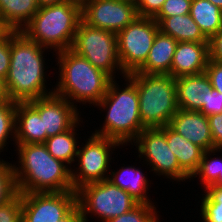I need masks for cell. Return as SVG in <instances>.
I'll return each mask as SVG.
<instances>
[{
  "mask_svg": "<svg viewBox=\"0 0 222 222\" xmlns=\"http://www.w3.org/2000/svg\"><path fill=\"white\" fill-rule=\"evenodd\" d=\"M205 116L222 113V93L212 88L206 93L205 103L200 110Z\"/></svg>",
  "mask_w": 222,
  "mask_h": 222,
  "instance_id": "cell-34",
  "label": "cell"
},
{
  "mask_svg": "<svg viewBox=\"0 0 222 222\" xmlns=\"http://www.w3.org/2000/svg\"><path fill=\"white\" fill-rule=\"evenodd\" d=\"M15 120H16V102L12 100L1 102L0 103V154L5 150V147L9 145L8 143L10 141H13L15 143Z\"/></svg>",
  "mask_w": 222,
  "mask_h": 222,
  "instance_id": "cell-28",
  "label": "cell"
},
{
  "mask_svg": "<svg viewBox=\"0 0 222 222\" xmlns=\"http://www.w3.org/2000/svg\"><path fill=\"white\" fill-rule=\"evenodd\" d=\"M177 41L160 31L157 33L146 61L135 71L142 74L170 75Z\"/></svg>",
  "mask_w": 222,
  "mask_h": 222,
  "instance_id": "cell-19",
  "label": "cell"
},
{
  "mask_svg": "<svg viewBox=\"0 0 222 222\" xmlns=\"http://www.w3.org/2000/svg\"><path fill=\"white\" fill-rule=\"evenodd\" d=\"M82 119L83 118L81 117L69 130L49 137L44 142L48 152L54 158L69 165L71 169H73L71 164H73L76 160L79 147L78 145L80 144L77 139L79 138V132L77 134V131H79L78 126L80 127L81 123H83Z\"/></svg>",
  "mask_w": 222,
  "mask_h": 222,
  "instance_id": "cell-24",
  "label": "cell"
},
{
  "mask_svg": "<svg viewBox=\"0 0 222 222\" xmlns=\"http://www.w3.org/2000/svg\"><path fill=\"white\" fill-rule=\"evenodd\" d=\"M10 100L7 94L5 80L0 77V103Z\"/></svg>",
  "mask_w": 222,
  "mask_h": 222,
  "instance_id": "cell-40",
  "label": "cell"
},
{
  "mask_svg": "<svg viewBox=\"0 0 222 222\" xmlns=\"http://www.w3.org/2000/svg\"><path fill=\"white\" fill-rule=\"evenodd\" d=\"M218 152H222V149L204 151L198 169L190 178V180L196 177L200 179L199 182L202 184L201 187H204L202 190H205L207 187L212 185L218 179L219 173H221L222 157H212Z\"/></svg>",
  "mask_w": 222,
  "mask_h": 222,
  "instance_id": "cell-26",
  "label": "cell"
},
{
  "mask_svg": "<svg viewBox=\"0 0 222 222\" xmlns=\"http://www.w3.org/2000/svg\"><path fill=\"white\" fill-rule=\"evenodd\" d=\"M43 119L28 102L16 103L15 144L44 143Z\"/></svg>",
  "mask_w": 222,
  "mask_h": 222,
  "instance_id": "cell-18",
  "label": "cell"
},
{
  "mask_svg": "<svg viewBox=\"0 0 222 222\" xmlns=\"http://www.w3.org/2000/svg\"><path fill=\"white\" fill-rule=\"evenodd\" d=\"M154 204L138 203L134 208L105 222H160V214Z\"/></svg>",
  "mask_w": 222,
  "mask_h": 222,
  "instance_id": "cell-29",
  "label": "cell"
},
{
  "mask_svg": "<svg viewBox=\"0 0 222 222\" xmlns=\"http://www.w3.org/2000/svg\"><path fill=\"white\" fill-rule=\"evenodd\" d=\"M122 79L125 80L126 83L123 84L126 87L123 88L112 79L106 94L96 105L106 115L100 129L92 133L117 140L125 146L131 144L146 127L142 124L139 113L137 86L128 74Z\"/></svg>",
  "mask_w": 222,
  "mask_h": 222,
  "instance_id": "cell-3",
  "label": "cell"
},
{
  "mask_svg": "<svg viewBox=\"0 0 222 222\" xmlns=\"http://www.w3.org/2000/svg\"><path fill=\"white\" fill-rule=\"evenodd\" d=\"M153 19L158 23L161 33L171 36L177 42H209L190 14Z\"/></svg>",
  "mask_w": 222,
  "mask_h": 222,
  "instance_id": "cell-23",
  "label": "cell"
},
{
  "mask_svg": "<svg viewBox=\"0 0 222 222\" xmlns=\"http://www.w3.org/2000/svg\"><path fill=\"white\" fill-rule=\"evenodd\" d=\"M37 0H0V26L21 31L38 11Z\"/></svg>",
  "mask_w": 222,
  "mask_h": 222,
  "instance_id": "cell-22",
  "label": "cell"
},
{
  "mask_svg": "<svg viewBox=\"0 0 222 222\" xmlns=\"http://www.w3.org/2000/svg\"><path fill=\"white\" fill-rule=\"evenodd\" d=\"M87 141V142H86ZM78 147L75 169L71 170L73 188L76 191L85 184L108 179L113 151L122 145L114 139L91 133ZM121 146V147H120ZM112 152V153H111ZM112 159V160H111Z\"/></svg>",
  "mask_w": 222,
  "mask_h": 222,
  "instance_id": "cell-9",
  "label": "cell"
},
{
  "mask_svg": "<svg viewBox=\"0 0 222 222\" xmlns=\"http://www.w3.org/2000/svg\"><path fill=\"white\" fill-rule=\"evenodd\" d=\"M165 0H136L139 17L154 18L160 11Z\"/></svg>",
  "mask_w": 222,
  "mask_h": 222,
  "instance_id": "cell-35",
  "label": "cell"
},
{
  "mask_svg": "<svg viewBox=\"0 0 222 222\" xmlns=\"http://www.w3.org/2000/svg\"><path fill=\"white\" fill-rule=\"evenodd\" d=\"M22 193L0 206V222H21Z\"/></svg>",
  "mask_w": 222,
  "mask_h": 222,
  "instance_id": "cell-31",
  "label": "cell"
},
{
  "mask_svg": "<svg viewBox=\"0 0 222 222\" xmlns=\"http://www.w3.org/2000/svg\"><path fill=\"white\" fill-rule=\"evenodd\" d=\"M209 59L222 63V27L209 39Z\"/></svg>",
  "mask_w": 222,
  "mask_h": 222,
  "instance_id": "cell-38",
  "label": "cell"
},
{
  "mask_svg": "<svg viewBox=\"0 0 222 222\" xmlns=\"http://www.w3.org/2000/svg\"><path fill=\"white\" fill-rule=\"evenodd\" d=\"M76 193L83 222H88V217L93 216L98 221L105 222L125 214L139 203L108 179L85 184Z\"/></svg>",
  "mask_w": 222,
  "mask_h": 222,
  "instance_id": "cell-7",
  "label": "cell"
},
{
  "mask_svg": "<svg viewBox=\"0 0 222 222\" xmlns=\"http://www.w3.org/2000/svg\"><path fill=\"white\" fill-rule=\"evenodd\" d=\"M212 133L213 149H222V113L207 116Z\"/></svg>",
  "mask_w": 222,
  "mask_h": 222,
  "instance_id": "cell-37",
  "label": "cell"
},
{
  "mask_svg": "<svg viewBox=\"0 0 222 222\" xmlns=\"http://www.w3.org/2000/svg\"><path fill=\"white\" fill-rule=\"evenodd\" d=\"M169 126L204 151L213 149L208 118L200 111H188L179 108L171 118Z\"/></svg>",
  "mask_w": 222,
  "mask_h": 222,
  "instance_id": "cell-15",
  "label": "cell"
},
{
  "mask_svg": "<svg viewBox=\"0 0 222 222\" xmlns=\"http://www.w3.org/2000/svg\"><path fill=\"white\" fill-rule=\"evenodd\" d=\"M159 128L164 132L168 146L175 154L180 168L191 178L199 167L204 150L182 137L169 125Z\"/></svg>",
  "mask_w": 222,
  "mask_h": 222,
  "instance_id": "cell-21",
  "label": "cell"
},
{
  "mask_svg": "<svg viewBox=\"0 0 222 222\" xmlns=\"http://www.w3.org/2000/svg\"><path fill=\"white\" fill-rule=\"evenodd\" d=\"M57 222H83L78 205H76L63 219Z\"/></svg>",
  "mask_w": 222,
  "mask_h": 222,
  "instance_id": "cell-39",
  "label": "cell"
},
{
  "mask_svg": "<svg viewBox=\"0 0 222 222\" xmlns=\"http://www.w3.org/2000/svg\"><path fill=\"white\" fill-rule=\"evenodd\" d=\"M209 1L222 10V0H209Z\"/></svg>",
  "mask_w": 222,
  "mask_h": 222,
  "instance_id": "cell-43",
  "label": "cell"
},
{
  "mask_svg": "<svg viewBox=\"0 0 222 222\" xmlns=\"http://www.w3.org/2000/svg\"><path fill=\"white\" fill-rule=\"evenodd\" d=\"M76 205V191L22 193L21 222H57Z\"/></svg>",
  "mask_w": 222,
  "mask_h": 222,
  "instance_id": "cell-13",
  "label": "cell"
},
{
  "mask_svg": "<svg viewBox=\"0 0 222 222\" xmlns=\"http://www.w3.org/2000/svg\"><path fill=\"white\" fill-rule=\"evenodd\" d=\"M65 1L66 0H37L39 8L59 4Z\"/></svg>",
  "mask_w": 222,
  "mask_h": 222,
  "instance_id": "cell-41",
  "label": "cell"
},
{
  "mask_svg": "<svg viewBox=\"0 0 222 222\" xmlns=\"http://www.w3.org/2000/svg\"><path fill=\"white\" fill-rule=\"evenodd\" d=\"M212 185L222 187V169L221 173H219L218 179Z\"/></svg>",
  "mask_w": 222,
  "mask_h": 222,
  "instance_id": "cell-42",
  "label": "cell"
},
{
  "mask_svg": "<svg viewBox=\"0 0 222 222\" xmlns=\"http://www.w3.org/2000/svg\"><path fill=\"white\" fill-rule=\"evenodd\" d=\"M28 103L43 119L47 138L69 130L80 119L82 113L78 107L55 93L31 100Z\"/></svg>",
  "mask_w": 222,
  "mask_h": 222,
  "instance_id": "cell-14",
  "label": "cell"
},
{
  "mask_svg": "<svg viewBox=\"0 0 222 222\" xmlns=\"http://www.w3.org/2000/svg\"><path fill=\"white\" fill-rule=\"evenodd\" d=\"M135 82L139 97L141 122L146 128L169 125L179 110L176 81L171 75L128 74Z\"/></svg>",
  "mask_w": 222,
  "mask_h": 222,
  "instance_id": "cell-6",
  "label": "cell"
},
{
  "mask_svg": "<svg viewBox=\"0 0 222 222\" xmlns=\"http://www.w3.org/2000/svg\"><path fill=\"white\" fill-rule=\"evenodd\" d=\"M112 170L114 169H111L108 177L110 182L126 191L139 203L154 204L148 195L150 189L149 184L153 183L148 180L145 176L147 174H144L141 168H135L134 165H127L125 167H119V170L117 171Z\"/></svg>",
  "mask_w": 222,
  "mask_h": 222,
  "instance_id": "cell-20",
  "label": "cell"
},
{
  "mask_svg": "<svg viewBox=\"0 0 222 222\" xmlns=\"http://www.w3.org/2000/svg\"><path fill=\"white\" fill-rule=\"evenodd\" d=\"M201 198L202 222H222V187L210 185Z\"/></svg>",
  "mask_w": 222,
  "mask_h": 222,
  "instance_id": "cell-27",
  "label": "cell"
},
{
  "mask_svg": "<svg viewBox=\"0 0 222 222\" xmlns=\"http://www.w3.org/2000/svg\"><path fill=\"white\" fill-rule=\"evenodd\" d=\"M55 54L60 74L54 93L76 107L78 102L85 106L87 103L96 106L106 94L112 78L71 49Z\"/></svg>",
  "mask_w": 222,
  "mask_h": 222,
  "instance_id": "cell-4",
  "label": "cell"
},
{
  "mask_svg": "<svg viewBox=\"0 0 222 222\" xmlns=\"http://www.w3.org/2000/svg\"><path fill=\"white\" fill-rule=\"evenodd\" d=\"M46 50L51 52L29 40L21 31H10L11 58L5 79L10 100L16 103L29 102L54 93V88L47 86Z\"/></svg>",
  "mask_w": 222,
  "mask_h": 222,
  "instance_id": "cell-1",
  "label": "cell"
},
{
  "mask_svg": "<svg viewBox=\"0 0 222 222\" xmlns=\"http://www.w3.org/2000/svg\"><path fill=\"white\" fill-rule=\"evenodd\" d=\"M205 73L210 80L212 88L222 93V63L209 59Z\"/></svg>",
  "mask_w": 222,
  "mask_h": 222,
  "instance_id": "cell-36",
  "label": "cell"
},
{
  "mask_svg": "<svg viewBox=\"0 0 222 222\" xmlns=\"http://www.w3.org/2000/svg\"><path fill=\"white\" fill-rule=\"evenodd\" d=\"M71 50L112 79L119 72L122 77L126 75L120 65L117 35L114 32L91 27L81 20Z\"/></svg>",
  "mask_w": 222,
  "mask_h": 222,
  "instance_id": "cell-8",
  "label": "cell"
},
{
  "mask_svg": "<svg viewBox=\"0 0 222 222\" xmlns=\"http://www.w3.org/2000/svg\"><path fill=\"white\" fill-rule=\"evenodd\" d=\"M209 61V42H178L171 63L174 78L205 72Z\"/></svg>",
  "mask_w": 222,
  "mask_h": 222,
  "instance_id": "cell-16",
  "label": "cell"
},
{
  "mask_svg": "<svg viewBox=\"0 0 222 222\" xmlns=\"http://www.w3.org/2000/svg\"><path fill=\"white\" fill-rule=\"evenodd\" d=\"M18 194L13 164L0 157V206Z\"/></svg>",
  "mask_w": 222,
  "mask_h": 222,
  "instance_id": "cell-30",
  "label": "cell"
},
{
  "mask_svg": "<svg viewBox=\"0 0 222 222\" xmlns=\"http://www.w3.org/2000/svg\"><path fill=\"white\" fill-rule=\"evenodd\" d=\"M177 104L180 109L200 111L212 85L205 72L175 78Z\"/></svg>",
  "mask_w": 222,
  "mask_h": 222,
  "instance_id": "cell-17",
  "label": "cell"
},
{
  "mask_svg": "<svg viewBox=\"0 0 222 222\" xmlns=\"http://www.w3.org/2000/svg\"><path fill=\"white\" fill-rule=\"evenodd\" d=\"M132 145L137 148V157L151 167L150 172L154 171L153 174L180 183L190 180L180 168L175 154L168 146L164 132L159 127L145 128L131 143Z\"/></svg>",
  "mask_w": 222,
  "mask_h": 222,
  "instance_id": "cell-10",
  "label": "cell"
},
{
  "mask_svg": "<svg viewBox=\"0 0 222 222\" xmlns=\"http://www.w3.org/2000/svg\"><path fill=\"white\" fill-rule=\"evenodd\" d=\"M81 20V1L66 0L38 8L21 32L29 40L57 53L71 49Z\"/></svg>",
  "mask_w": 222,
  "mask_h": 222,
  "instance_id": "cell-5",
  "label": "cell"
},
{
  "mask_svg": "<svg viewBox=\"0 0 222 222\" xmlns=\"http://www.w3.org/2000/svg\"><path fill=\"white\" fill-rule=\"evenodd\" d=\"M10 31L3 30L0 33V77H7L10 66Z\"/></svg>",
  "mask_w": 222,
  "mask_h": 222,
  "instance_id": "cell-33",
  "label": "cell"
},
{
  "mask_svg": "<svg viewBox=\"0 0 222 222\" xmlns=\"http://www.w3.org/2000/svg\"><path fill=\"white\" fill-rule=\"evenodd\" d=\"M13 164L18 193L75 191L71 168L54 158L44 143L15 144Z\"/></svg>",
  "mask_w": 222,
  "mask_h": 222,
  "instance_id": "cell-2",
  "label": "cell"
},
{
  "mask_svg": "<svg viewBox=\"0 0 222 222\" xmlns=\"http://www.w3.org/2000/svg\"><path fill=\"white\" fill-rule=\"evenodd\" d=\"M159 32L153 18L137 17L117 35L118 56L125 74L135 72L147 59Z\"/></svg>",
  "mask_w": 222,
  "mask_h": 222,
  "instance_id": "cell-11",
  "label": "cell"
},
{
  "mask_svg": "<svg viewBox=\"0 0 222 222\" xmlns=\"http://www.w3.org/2000/svg\"><path fill=\"white\" fill-rule=\"evenodd\" d=\"M190 16L208 39L222 27V10L209 0H192Z\"/></svg>",
  "mask_w": 222,
  "mask_h": 222,
  "instance_id": "cell-25",
  "label": "cell"
},
{
  "mask_svg": "<svg viewBox=\"0 0 222 222\" xmlns=\"http://www.w3.org/2000/svg\"><path fill=\"white\" fill-rule=\"evenodd\" d=\"M82 21L91 27L118 33L137 17L132 0H80Z\"/></svg>",
  "mask_w": 222,
  "mask_h": 222,
  "instance_id": "cell-12",
  "label": "cell"
},
{
  "mask_svg": "<svg viewBox=\"0 0 222 222\" xmlns=\"http://www.w3.org/2000/svg\"><path fill=\"white\" fill-rule=\"evenodd\" d=\"M192 0H165L159 13L154 18H166L190 14Z\"/></svg>",
  "mask_w": 222,
  "mask_h": 222,
  "instance_id": "cell-32",
  "label": "cell"
}]
</instances>
